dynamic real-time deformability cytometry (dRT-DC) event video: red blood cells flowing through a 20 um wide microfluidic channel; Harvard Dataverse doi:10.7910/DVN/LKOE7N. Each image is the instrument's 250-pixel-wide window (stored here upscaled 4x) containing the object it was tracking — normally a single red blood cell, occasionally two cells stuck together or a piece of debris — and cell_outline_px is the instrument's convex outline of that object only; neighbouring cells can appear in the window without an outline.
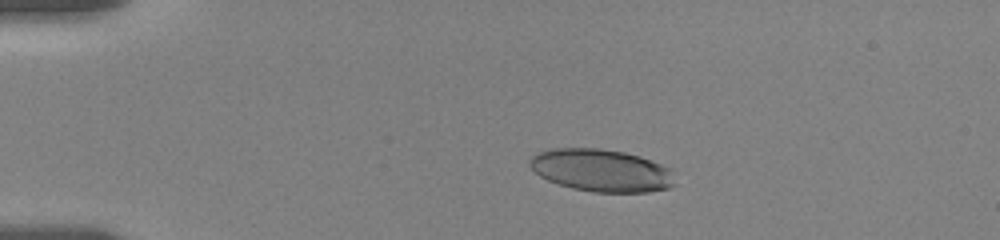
{"species": "human", "species_latin": "Homo sapiens", "temperature_condition": "room temperature", "stored_images_in_passage": 53, "camera_frame_rate_fps": 3000, "um_per_image_px": 0.085, "donor": {"sex": "female"}, "frame": {"image": 1, "passage_image": 12, "time_ms": 3.667, "image_size_px": [1000, 240], "cell_outline_px": [[676, 184], [668, 188], [648, 192], [592, 192], [572, 188], [548, 180], [540, 176], [528, 164], [528, 160], [536, 152], [552, 148], [600, 148], [624, 152], [640, 156], [672, 168]], "centroid_in_image_um": [51.13, 14.48], "position_along_channel_um": 33.9, "area_um2": 36.24}}
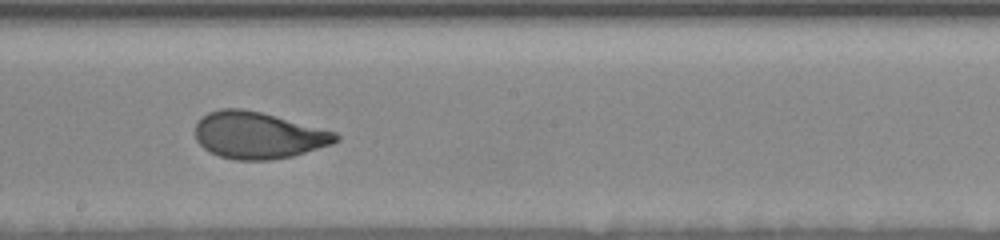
{"frame": {"image": 2, "passage_image": 33, "time_ms": 10.667, "image_size_px": [1000, 240], "cell_outline_px": [[340, 140], [332, 144], [292, 156], [268, 160], [236, 160], [220, 156], [204, 148], [196, 140], [196, 124], [200, 116], [208, 112], [220, 108], [244, 108], [260, 112], [336, 132], [340, 136]], "centroid_in_image_um": [21.93, 11.49], "position_along_channel_um": 226.3, "area_um2": 38.21}}
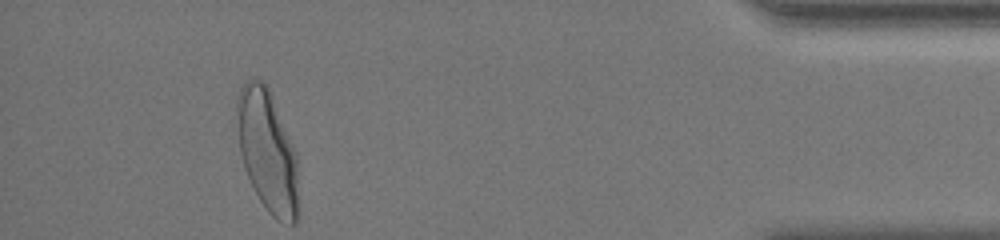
{"frame": {"image": 3, "passage_image": 53, "time_ms": 17.333, "image_size_px": [1000, 240], "cell_outline_px": [[296, 224], [292, 224], [276, 220], [268, 212], [260, 200], [244, 168], [240, 152], [236, 108], [236, 100], [240, 88], [244, 80], [260, 80], [268, 84], [296, 152]], "centroid_in_image_um": [22.7, 12.77], "position_along_channel_um": 412.5, "area_um2": 43.18}, "authors_computed_cell_mechanics": {"area_um2": 38.2058, "velocity_mm_per_s": 3.5353, "shape_relaxation_time_tau1_ms": 3.3522, "shape_relaxation_time_tau2_ms": null, "deformation_change_tau1": 0.1718, "deformation_change_tau2": null}}